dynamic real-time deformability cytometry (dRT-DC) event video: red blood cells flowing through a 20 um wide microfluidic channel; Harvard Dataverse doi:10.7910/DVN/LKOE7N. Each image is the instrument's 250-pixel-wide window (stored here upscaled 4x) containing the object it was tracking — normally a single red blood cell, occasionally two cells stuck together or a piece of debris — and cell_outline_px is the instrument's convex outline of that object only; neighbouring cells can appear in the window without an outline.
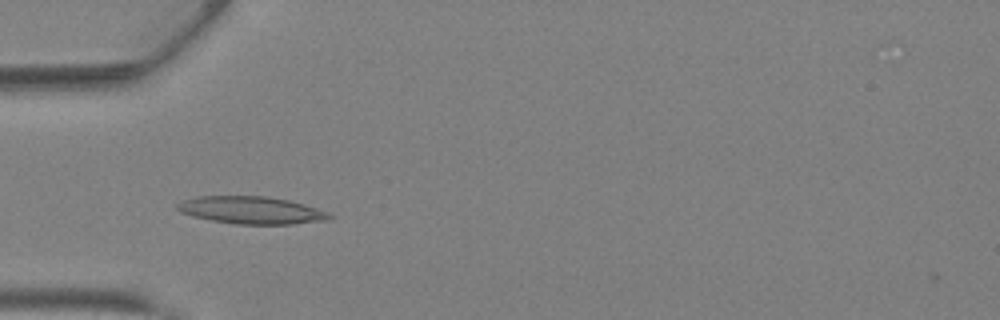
{"species": "Egyptian fruit bat (a non-hibernating species)", "species_latin": "Rousettus aegyptiacus", "temperature_condition": "warm", "stored_images_in_passage": 42, "camera_frame_rate_fps": 3000, "um_per_image_px": 0.085, "animal": {"sex": "female"}, "frame": {"image": 1, "passage_image": 14, "time_ms": 4.333, "image_size_px": [1000, 320], "cell_outline_px": [[332, 216], [328, 220], [292, 224], [236, 224], [212, 220], [192, 216], [180, 212], [176, 208], [176, 204], [184, 200], [200, 196], [268, 196], [288, 200], [304, 204], [328, 212]], "centroid_in_image_um": [21.36, 17.86], "position_along_channel_um": 63.6, "area_um2": 24.22}}
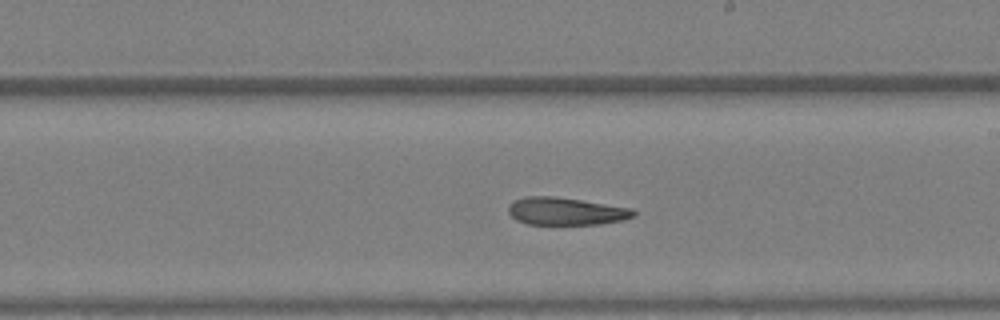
{"frame": {"image": 2, "passage_image": 25, "time_ms": 8.0, "image_size_px": [1000, 320], "cell_outline_px": [[636, 216], [620, 220], [600, 224], [528, 224], [516, 220], [508, 212], [508, 208], [516, 200], [524, 196], [552, 196], [580, 200], [632, 208], [636, 212]], "centroid_in_image_um": [48.11, 17.96], "position_along_channel_um": 240.9, "area_um2": 19.88}}
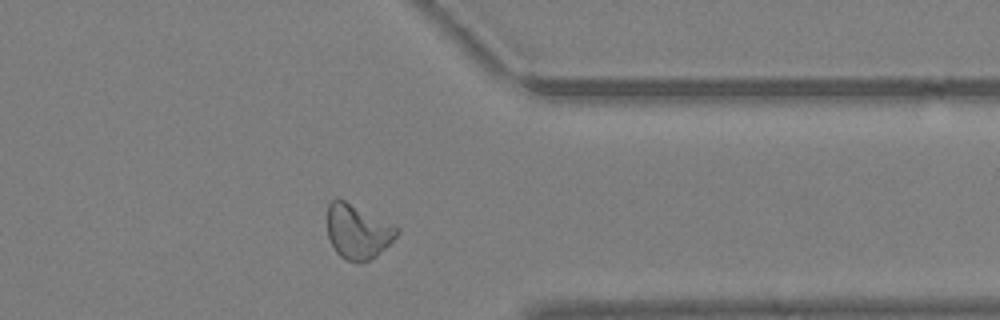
{"frame": {"image": 3, "passage_image": 34, "time_ms": 11.0, "image_size_px": [1000, 320], "cell_outline_px": [[400, 232], [376, 256], [368, 260], [344, 260], [336, 252], [328, 236], [328, 204], [332, 200], [344, 200], [400, 228]], "centroid_in_image_um": [30.4, 19.68], "position_along_channel_um": 381.0, "area_um2": 21.44}, "authors_computed_cell_mechanics": {"area_um2": 22.542, "velocity_mm_per_s": 4.8996, "shape_relaxation_time_tau1_ms": null, "shape_relaxation_time_tau2_ms": 4.8971, "deformation_change_tau1": null, "deformation_change_tau2": 0.1635}}